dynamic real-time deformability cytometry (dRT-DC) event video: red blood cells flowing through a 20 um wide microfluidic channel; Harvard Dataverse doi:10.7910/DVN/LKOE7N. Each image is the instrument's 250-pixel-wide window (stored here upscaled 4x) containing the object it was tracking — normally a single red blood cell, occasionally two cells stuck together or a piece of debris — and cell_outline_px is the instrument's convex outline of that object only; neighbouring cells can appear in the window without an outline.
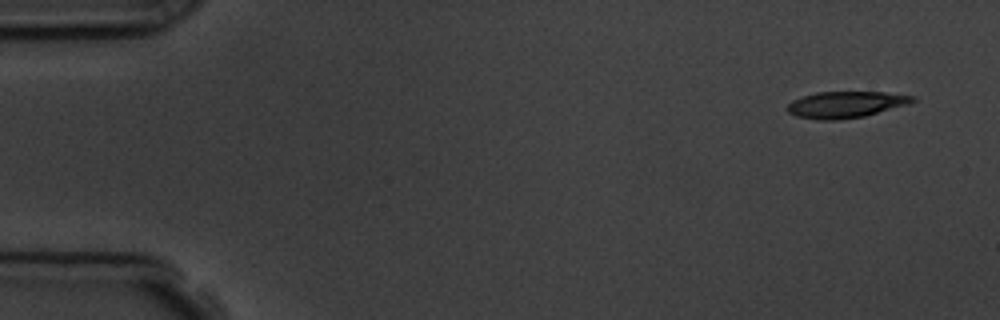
{"species": "common noctule bat (a hibernating species)", "species_latin": "Nyctalus noctula", "temperature_condition": "room temperature", "stored_images_in_passage": 15, "camera_frame_rate_fps": 3000, "um_per_image_px": 0.085, "animal": {"sex": "male", "body_mass_g": 19.5, "forearm_length_mm": 54.6}, "frame": {"image": 1, "passage_image": 1, "time_ms": 0.0, "image_size_px": [1000, 320], "cell_outline_px": [[916, 100], [912, 104], [864, 116], [836, 120], [820, 120], [796, 116], [788, 112], [784, 108], [792, 100], [816, 92], [884, 92], [916, 96]], "centroid_in_image_um": [71.92, 8.89], "position_along_channel_um": 13.1, "area_um2": 19.48}}
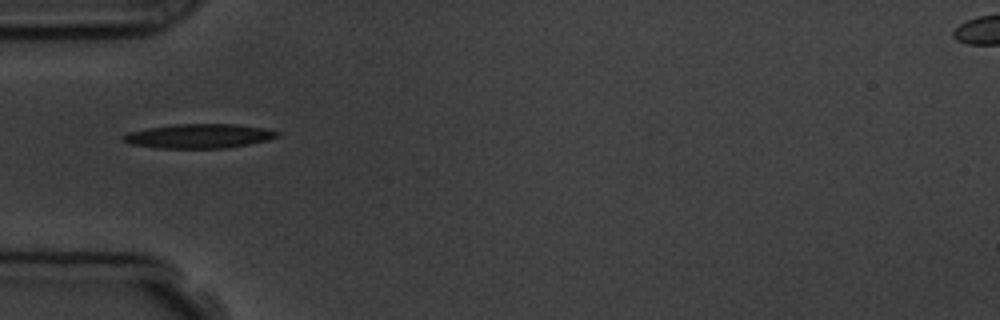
{"frame": {"image": 2, "passage_image": 5, "time_ms": 4.667, "image_size_px": [1000, 320], "cell_outline_px": [[280, 136], [268, 140], [228, 148], [156, 148], [128, 144], [120, 140], [120, 136], [128, 132], [148, 128], [176, 124], [236, 124], [264, 128], [280, 132]], "centroid_in_image_um": [16.87, 11.57], "position_along_channel_um": 68.1, "area_um2": 22.02}}
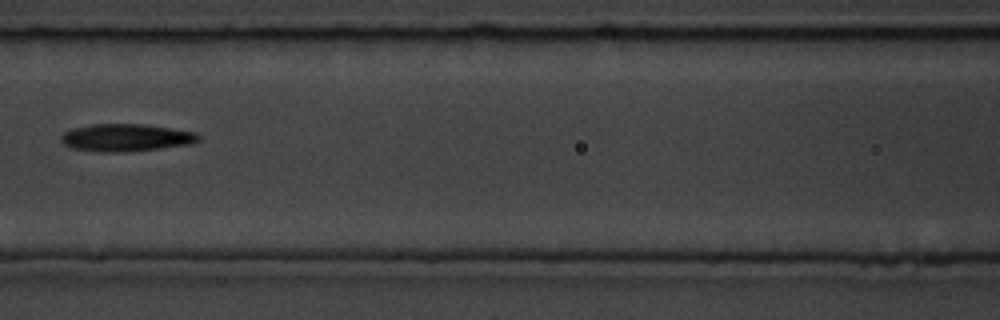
{"frame": {"image": 3, "passage_image": 7, "time_ms": 7.0, "image_size_px": [1000, 320], "cell_outline_px": [[200, 140], [192, 144], [160, 148], [120, 152], [100, 152], [72, 148], [64, 144], [60, 140], [60, 136], [64, 132], [72, 128], [92, 124], [144, 124], [172, 128], [196, 132], [200, 136]], "centroid_in_image_um": [10.71, 11.69], "position_along_channel_um": 155.9, "area_um2": 22.08}}